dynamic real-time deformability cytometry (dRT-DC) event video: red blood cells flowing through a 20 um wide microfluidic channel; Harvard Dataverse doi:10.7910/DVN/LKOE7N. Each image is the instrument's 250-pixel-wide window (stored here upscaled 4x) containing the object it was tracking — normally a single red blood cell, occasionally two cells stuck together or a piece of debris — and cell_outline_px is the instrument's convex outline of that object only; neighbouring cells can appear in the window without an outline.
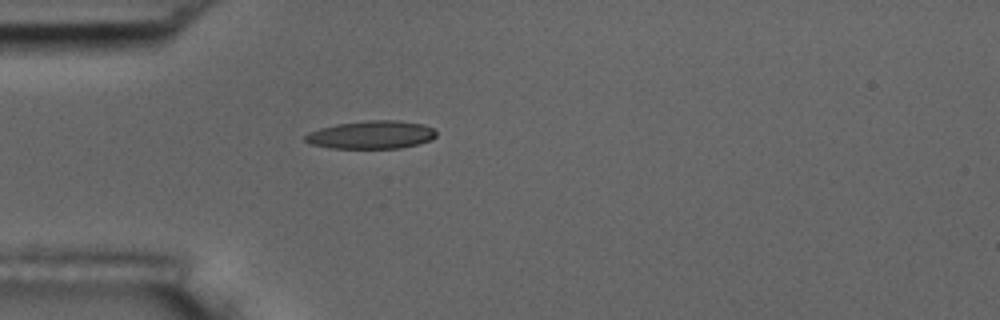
{"species": "common noctule bat (a hibernating species)", "species_latin": "Nyctalus noctula", "temperature_condition": "room temperature", "stored_images_in_passage": 1, "camera_frame_rate_fps": 3000, "um_per_image_px": 0.085, "animal": {"sex": "male", "body_mass_g": 17.5, "forearm_length_mm": 52.3}, "frame": {"image": 1, "passage_image": 1, "time_ms": 0.0, "image_size_px": [1000, 320], "cell_outline_px": [[436, 136], [428, 140], [416, 144], [400, 148], [332, 148], [312, 144], [304, 140], [304, 136], [308, 132], [320, 128], [336, 124], [368, 120], [396, 120], [424, 124], [432, 128], [436, 132]], "centroid_in_image_um": [31.54, 11.45], "position_along_channel_um": 53.5, "area_um2": 21.27}}